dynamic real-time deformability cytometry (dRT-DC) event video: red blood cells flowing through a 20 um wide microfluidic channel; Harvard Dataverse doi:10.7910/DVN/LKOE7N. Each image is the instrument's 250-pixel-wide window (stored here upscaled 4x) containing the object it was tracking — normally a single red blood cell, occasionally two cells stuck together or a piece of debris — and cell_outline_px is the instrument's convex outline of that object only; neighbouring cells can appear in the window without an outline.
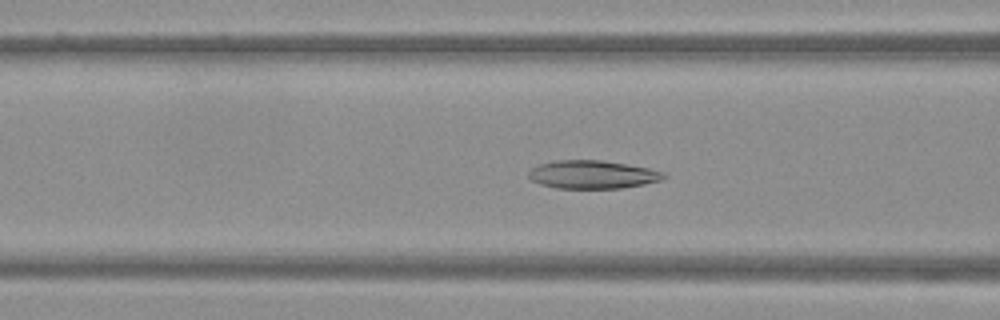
{"species": "Egyptian fruit bat (a non-hibernating species)", "species_latin": "Rousettus aegyptiacus", "temperature_condition": "warm", "stored_images_in_passage": 51, "camera_frame_rate_fps": 3000, "um_per_image_px": 0.085, "frame": {"image": 1, "passage_image": 20, "time_ms": 6.333, "image_size_px": [1000, 320], "cell_outline_px": [[668, 176], [660, 180], [644, 184], [620, 188], [556, 188], [540, 184], [532, 180], [528, 176], [528, 172], [532, 168], [540, 164], [556, 160], [600, 160], [648, 168], [664, 172]], "centroid_in_image_um": [50.35, 14.84], "position_along_channel_um": 116.3, "area_um2": 22.02}}
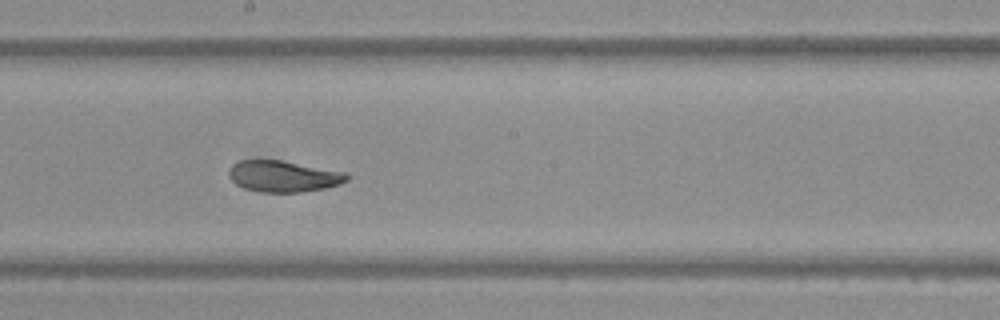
{"frame": {"image": 2, "passage_image": 28, "time_ms": 9.0, "image_size_px": [1000, 320], "cell_outline_px": [[348, 180], [340, 184], [324, 188], [300, 192], [264, 192], [244, 188], [236, 184], [228, 176], [228, 168], [232, 164], [240, 160], [280, 160], [348, 172]], "centroid_in_image_um": [24.08, 14.97], "position_along_channel_um": 224.1, "area_um2": 21.56}}
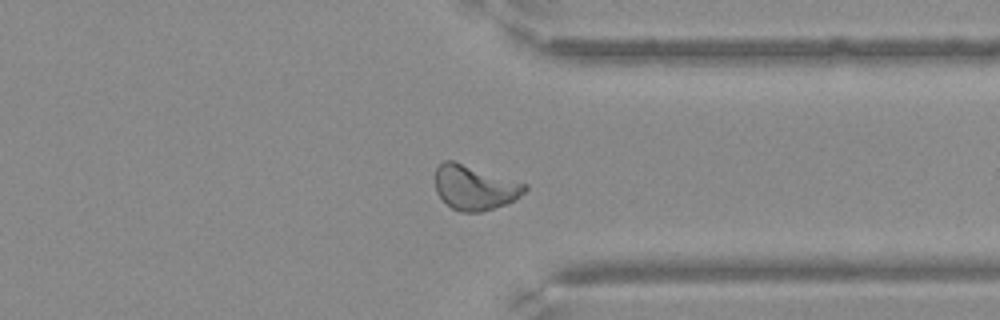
{"frame": {"image": 3, "passage_image": 39, "time_ms": 12.667, "image_size_px": [1000, 320], "cell_outline_px": [[528, 188], [520, 196], [508, 204], [480, 212], [460, 212], [452, 208], [436, 192], [436, 168], [444, 160], [452, 160], [528, 184]], "centroid_in_image_um": [40.37, 15.94], "position_along_channel_um": 371.0, "area_um2": 23.24}}